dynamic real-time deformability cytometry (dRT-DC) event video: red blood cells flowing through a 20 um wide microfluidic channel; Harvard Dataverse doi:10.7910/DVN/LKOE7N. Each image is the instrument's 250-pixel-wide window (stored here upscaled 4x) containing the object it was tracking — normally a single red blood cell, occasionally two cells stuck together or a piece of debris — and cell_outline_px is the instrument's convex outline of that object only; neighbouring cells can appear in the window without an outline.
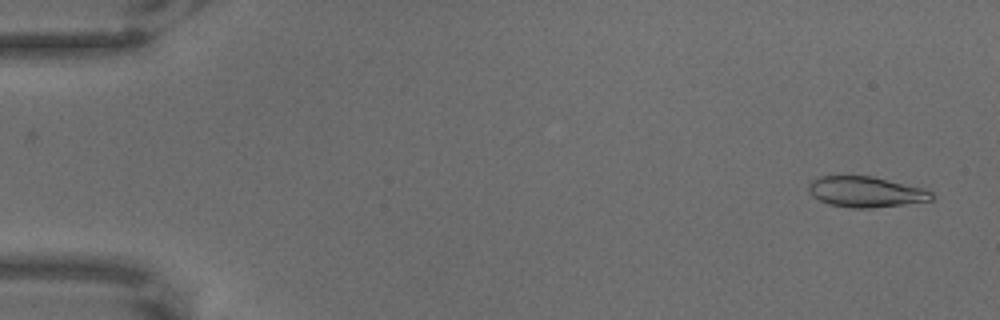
{"species": "common noctule bat (a hibernating species)", "species_latin": "Nyctalus noctula", "temperature_condition": "warm", "stored_images_in_passage": 65, "camera_frame_rate_fps": 3000, "um_per_image_px": 0.085, "animal": {"sex": "male", "body_mass_g": 18.8}, "frame": {"image": 1, "passage_image": 3, "time_ms": 0.667, "image_size_px": [1000, 320], "cell_outline_px": [[932, 200], [872, 208], [852, 208], [828, 204], [812, 196], [808, 188], [808, 184], [812, 180], [820, 176], [872, 176], [924, 188], [932, 192]], "centroid_in_image_um": [73.57, 16.3], "position_along_channel_um": 11.4, "area_um2": 21.85}}
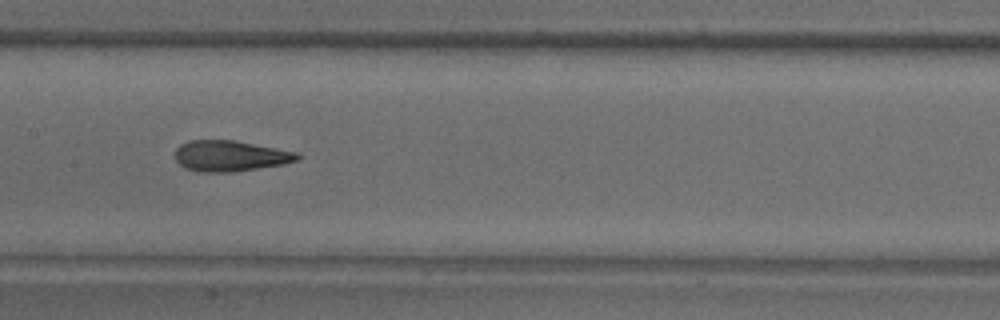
{"frame": {"image": 2, "passage_image": 33, "time_ms": 10.667, "image_size_px": [1000, 320], "cell_outline_px": [[300, 156], [296, 160], [284, 164], [232, 172], [200, 172], [184, 168], [176, 160], [176, 148], [180, 144], [188, 140], [236, 140], [296, 152]], "centroid_in_image_um": [19.53, 13.25], "position_along_channel_um": 187.9, "area_um2": 21.91}}
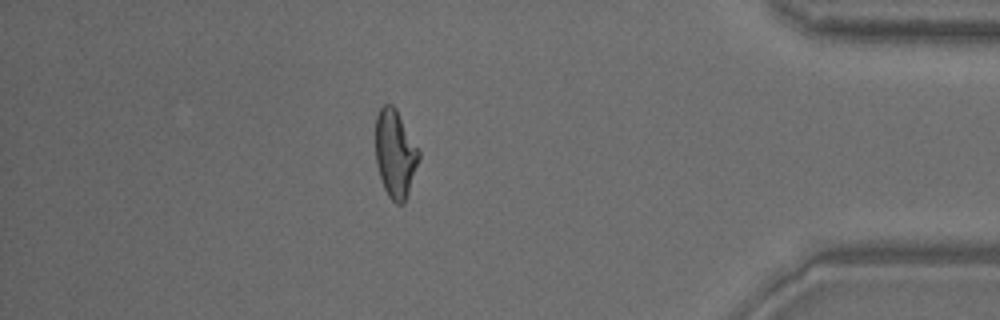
{"frame": {"image": 3, "passage_image": 57, "time_ms": 18.667, "image_size_px": [1000, 320], "cell_outline_px": [[420, 156], [404, 204], [396, 204], [388, 196], [384, 188], [376, 164], [376, 116], [380, 108], [384, 104], [392, 104], [396, 108], [420, 148]], "centroid_in_image_um": [33.6, 13.03], "position_along_channel_um": 401.6, "area_um2": 22.31}}